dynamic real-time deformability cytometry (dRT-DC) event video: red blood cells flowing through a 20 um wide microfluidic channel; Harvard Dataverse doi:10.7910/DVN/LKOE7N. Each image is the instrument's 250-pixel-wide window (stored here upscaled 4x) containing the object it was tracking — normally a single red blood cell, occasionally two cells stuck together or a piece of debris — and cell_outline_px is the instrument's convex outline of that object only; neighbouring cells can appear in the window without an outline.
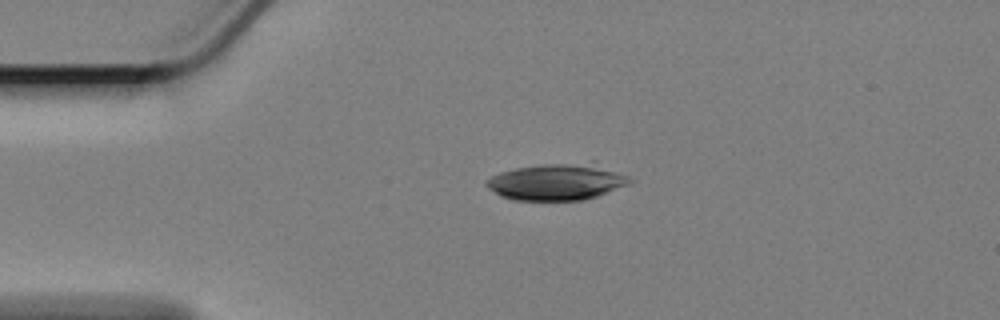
{"species": "Egyptian fruit bat (a non-hibernating species)", "species_latin": "Rousettus aegyptiacus", "temperature_condition": "cold", "stored_images_in_passage": 21, "camera_frame_rate_fps": 3000, "um_per_image_px": 0.085, "animal": {"sex": "female"}, "frame": {"image": 1, "passage_image": 1, "time_ms": 0.0, "image_size_px": [1000, 320], "cell_outline_px": [[636, 180], [628, 184], [596, 196], [580, 200], [512, 200], [500, 196], [488, 188], [484, 184], [484, 180], [500, 172], [516, 168], [544, 164], [592, 160], [596, 160]], "centroid_in_image_um": [47.39, 15.42], "position_along_channel_um": 37.6, "area_um2": 31.27}}
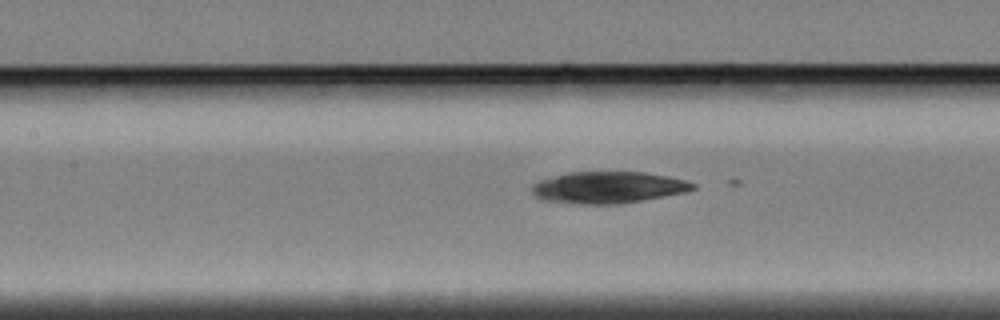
{"frame": {"image": 2, "passage_image": 14, "time_ms": 4.333, "image_size_px": [1000, 320], "cell_outline_px": [[696, 188], [684, 192], [640, 200], [616, 204], [580, 204], [544, 200], [536, 196], [532, 192], [532, 184], [540, 180], [568, 172], [644, 172], [668, 176], [684, 180], [696, 184]], "centroid_in_image_um": [51.67, 15.92], "position_along_channel_um": 155.7, "area_um2": 29.36}}
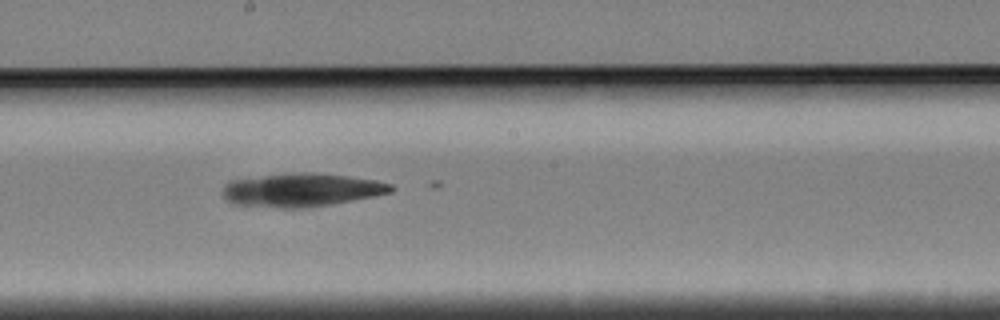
{"frame": {"image": 3, "passage_image": 20, "time_ms": 6.333, "image_size_px": [1000, 320], "cell_outline_px": [[396, 188], [392, 192], [352, 200], [304, 208], [280, 208], [236, 204], [228, 200], [224, 196], [224, 184], [228, 180], [300, 172], [316, 172], [348, 176], [376, 180], [392, 184]], "centroid_in_image_um": [25.65, 16.14], "position_along_channel_um": 222.5, "area_um2": 32.48}}